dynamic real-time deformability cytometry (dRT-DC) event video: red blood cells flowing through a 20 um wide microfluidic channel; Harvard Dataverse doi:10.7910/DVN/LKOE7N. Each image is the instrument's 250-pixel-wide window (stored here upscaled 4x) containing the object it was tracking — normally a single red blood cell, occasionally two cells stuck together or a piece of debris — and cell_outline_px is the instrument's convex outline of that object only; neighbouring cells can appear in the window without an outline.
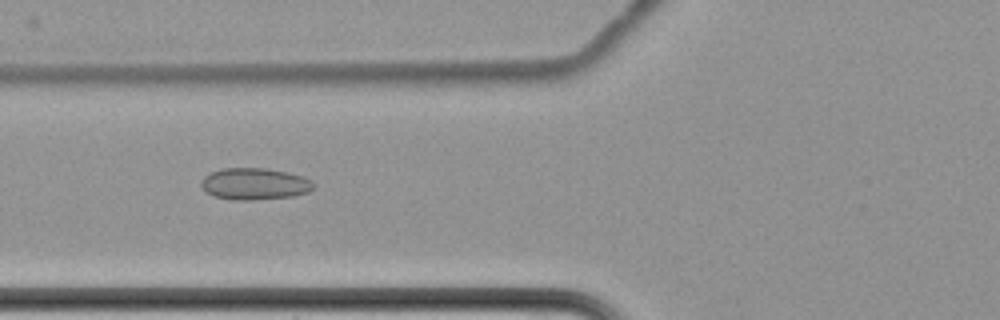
{"species": "common noctule bat (a hibernating species)", "species_latin": "Nyctalus noctula", "temperature_condition": "cold", "stored_images_in_passage": 11, "camera_frame_rate_fps": 3000, "um_per_image_px": 0.085, "animal": {"sex": "female", "body_mass_g": 22.7, "forearm_length_mm": 54.2}, "frame": {"image": 1, "passage_image": 4, "time_ms": 4.333, "image_size_px": [1000, 320], "cell_outline_px": [[316, 184], [308, 192], [292, 196], [252, 200], [232, 200], [212, 196], [200, 184], [200, 180], [204, 176], [220, 168], [264, 168], [288, 172], [304, 176], [312, 180]], "centroid_in_image_um": [21.65, 15.62], "position_along_channel_um": 104.2, "area_um2": 20.92}}
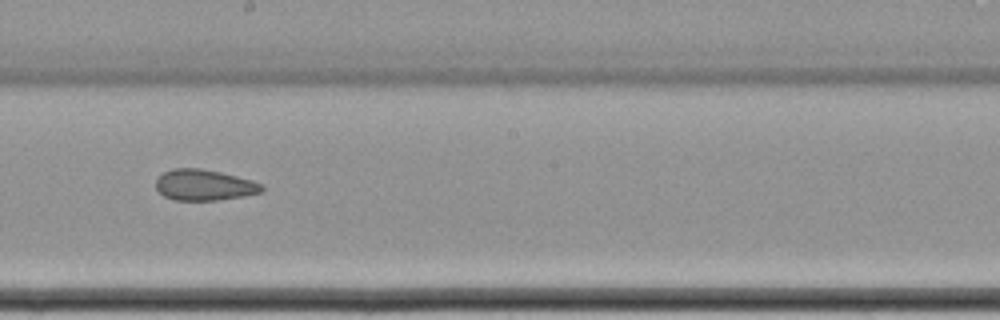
{"frame": {"image": 2, "passage_image": 7, "time_ms": 8.0, "image_size_px": [1000, 320], "cell_outline_px": [[264, 188], [260, 192], [244, 196], [216, 200], [176, 200], [164, 196], [156, 188], [156, 180], [164, 172], [172, 168], [200, 168], [220, 172], [252, 180], [264, 184]], "centroid_in_image_um": [17.37, 15.72], "position_along_channel_um": 230.8, "area_um2": 19.02}}
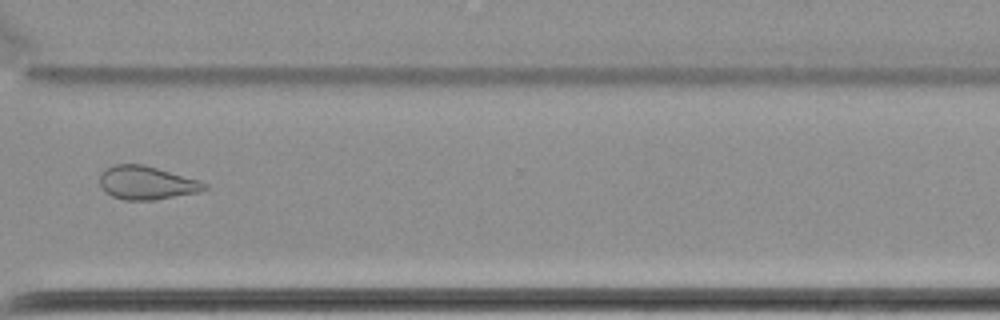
{"frame": {"image": 3, "passage_image": 10, "time_ms": 11.667, "image_size_px": [1000, 320], "cell_outline_px": [[208, 188], [200, 192], [156, 200], [124, 200], [112, 196], [104, 192], [100, 184], [100, 172], [104, 168], [116, 164], [144, 164], [200, 180], [208, 184]], "centroid_in_image_um": [12.47, 15.54], "position_along_channel_um": 358.1, "area_um2": 20.75}, "authors_computed_cell_mechanics": {"area_um2": 20.7502, "velocity_mm_per_s": 3.4656, "shape_relaxation_time_tau1_ms": null, "shape_relaxation_time_tau2_ms": 3.3398, "deformation_change_tau1": null, "deformation_change_tau2": 0.0755}}